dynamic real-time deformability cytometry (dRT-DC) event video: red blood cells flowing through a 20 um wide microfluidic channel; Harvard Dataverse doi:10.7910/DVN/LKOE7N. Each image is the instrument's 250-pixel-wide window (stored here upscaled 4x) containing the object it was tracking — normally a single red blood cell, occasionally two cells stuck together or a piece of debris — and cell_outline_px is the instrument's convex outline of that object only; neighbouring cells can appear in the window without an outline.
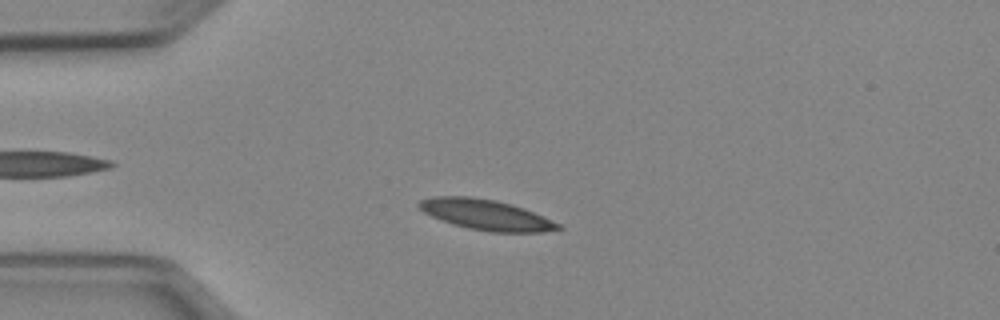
{"species": "Egyptian fruit bat (a non-hibernating species)", "species_latin": "Rousettus aegyptiacus", "temperature_condition": "cold", "stored_images_in_passage": 48, "camera_frame_rate_fps": 3000, "um_per_image_px": 0.085, "animal": {"sex": "female"}, "frame": {"image": 1, "passage_image": 10, "time_ms": 3.0, "image_size_px": [1000, 320], "cell_outline_px": [[564, 228], [544, 232], [488, 232], [468, 228], [452, 224], [432, 216], [424, 212], [416, 204], [420, 200], [432, 196], [468, 196], [496, 200], [512, 204], [524, 208], [560, 224]], "centroid_in_image_um": [41.3, 18.25], "position_along_channel_um": 43.7, "area_um2": 24.68}}
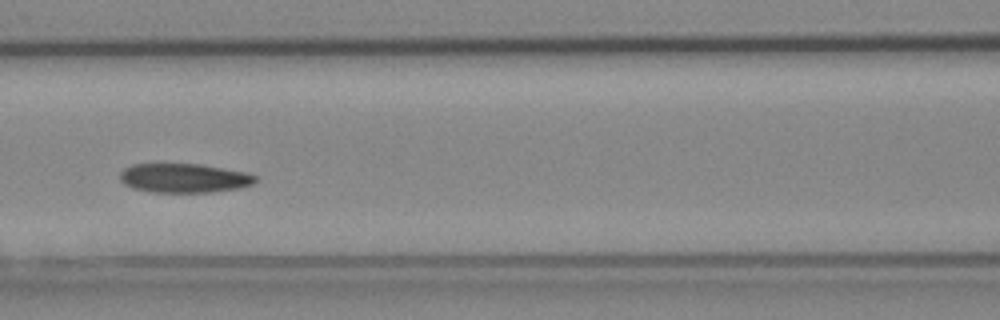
{"frame": {"image": 2, "passage_image": 20, "time_ms": 6.333, "image_size_px": [1000, 320], "cell_outline_px": [[256, 180], [252, 184], [240, 188], [212, 192], [152, 192], [132, 188], [124, 184], [120, 180], [120, 172], [124, 168], [132, 164], [200, 164], [248, 172], [256, 176]], "centroid_in_image_um": [15.64, 15.13], "position_along_channel_um": 151.0, "area_um2": 23.12}}
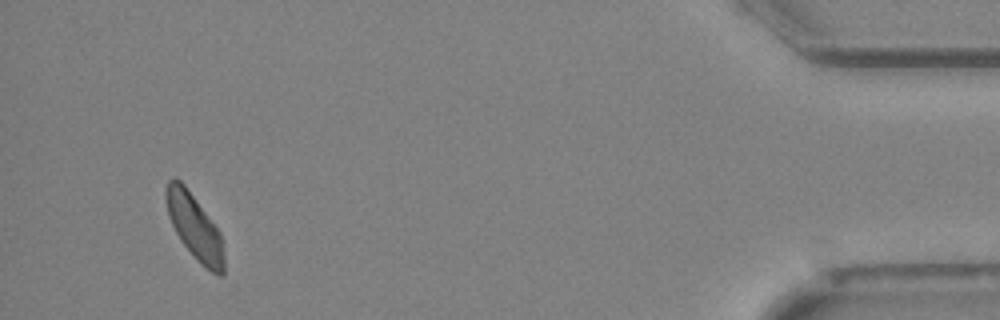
{"frame": {"image": 3, "passage_image": 46, "time_ms": 15.0, "image_size_px": [1000, 320], "cell_outline_px": [[224, 272], [220, 276], [212, 272], [200, 264], [196, 260], [184, 244], [176, 232], [168, 216], [164, 196], [164, 188], [168, 180], [172, 176], [180, 180], [184, 184], [220, 232], [224, 256]], "centroid_in_image_um": [16.51, 19.25], "position_along_channel_um": 418.7, "area_um2": 21.91}, "authors_computed_cell_mechanics": {"area_um2": 23.3223, "velocity_mm_per_s": 3.9104, "shape_relaxation_time_tau1_ms": 5.6105, "shape_relaxation_time_tau2_ms": null, "deformation_change_tau1": 0.1223, "deformation_change_tau2": null}}